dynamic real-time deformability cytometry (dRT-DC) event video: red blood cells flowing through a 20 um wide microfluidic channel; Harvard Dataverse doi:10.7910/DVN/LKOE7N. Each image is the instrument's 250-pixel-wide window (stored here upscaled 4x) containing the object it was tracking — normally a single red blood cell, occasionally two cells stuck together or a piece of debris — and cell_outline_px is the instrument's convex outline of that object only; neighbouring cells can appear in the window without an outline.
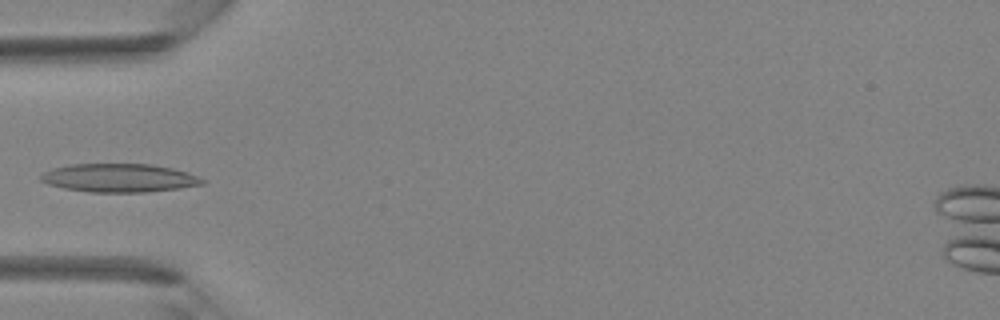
{"species": "Egyptian fruit bat (a non-hibernating species)", "species_latin": "Rousettus aegyptiacus", "temperature_condition": "room temperature", "stored_images_in_passage": 3, "camera_frame_rate_fps": 3000, "um_per_image_px": 0.085, "animal": {"sex": "female"}, "frame": {"image": 1, "passage_image": 3, "time_ms": 2.333, "image_size_px": [1000, 320], "cell_outline_px": [[208, 180], [204, 184], [180, 188], [148, 192], [88, 192], [64, 188], [48, 184], [40, 180], [40, 176], [44, 172], [52, 168], [68, 164], [152, 164], [172, 168]], "centroid_in_image_um": [10.12, 15.12], "position_along_channel_um": 74.9, "area_um2": 26.82}}